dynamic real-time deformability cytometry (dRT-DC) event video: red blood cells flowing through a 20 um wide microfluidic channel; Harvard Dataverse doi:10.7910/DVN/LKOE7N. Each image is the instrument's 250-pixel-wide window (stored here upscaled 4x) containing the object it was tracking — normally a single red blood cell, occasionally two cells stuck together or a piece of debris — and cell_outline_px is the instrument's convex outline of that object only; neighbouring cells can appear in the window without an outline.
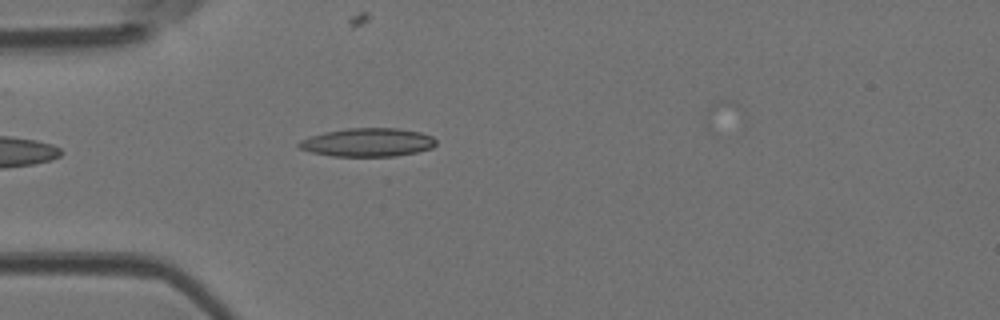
{"species": "Egyptian fruit bat (a non-hibernating species)", "species_latin": "Rousettus aegyptiacus", "temperature_condition": "room temperature", "stored_images_in_passage": 5, "camera_frame_rate_fps": 3000, "um_per_image_px": 0.085, "animal": {"sex": "female"}, "frame": {"image": 1, "passage_image": 4, "time_ms": 1.0, "image_size_px": [1000, 320], "cell_outline_px": [[436, 144], [432, 148], [416, 152], [396, 156], [332, 156], [312, 152], [300, 148], [296, 144], [300, 140], [308, 136], [324, 132], [348, 128], [396, 128], [420, 132], [432, 136], [436, 140]], "centroid_in_image_um": [31.24, 12.1], "position_along_channel_um": 53.8, "area_um2": 22.77}}